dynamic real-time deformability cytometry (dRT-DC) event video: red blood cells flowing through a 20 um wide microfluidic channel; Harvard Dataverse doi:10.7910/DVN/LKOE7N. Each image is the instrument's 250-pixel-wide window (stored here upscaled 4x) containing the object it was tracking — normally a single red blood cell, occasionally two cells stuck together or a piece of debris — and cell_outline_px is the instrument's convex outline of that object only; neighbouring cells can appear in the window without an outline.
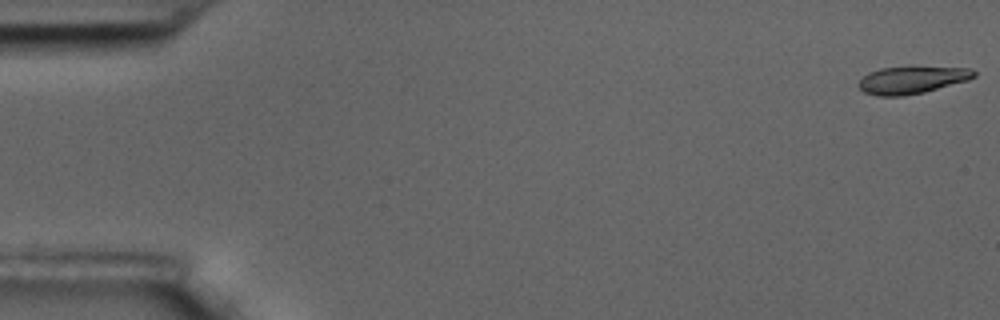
{"species": "common noctule bat (a hibernating species)", "species_latin": "Nyctalus noctula", "temperature_condition": "room temperature", "stored_images_in_passage": 58, "camera_frame_rate_fps": 3000, "um_per_image_px": 0.085, "animal": {"sex": "male", "body_mass_g": 17.5, "forearm_length_mm": 52.3}, "frame": {"image": 1, "passage_image": 1, "time_ms": 0.0, "image_size_px": [1000, 320], "cell_outline_px": [[976, 76], [968, 80], [924, 92], [904, 96], [876, 96], [864, 92], [856, 84], [868, 72], [880, 68], [908, 64], [912, 64], [972, 68], [976, 72]], "centroid_in_image_um": [77.53, 6.74], "position_along_channel_um": 7.5, "area_um2": 19.42}}
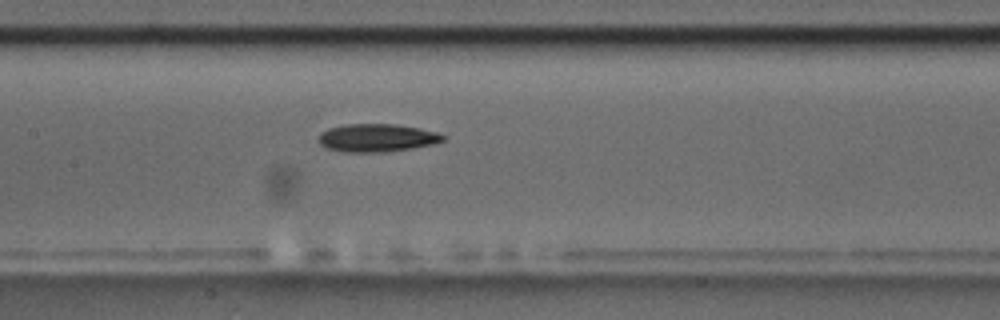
{"frame": {"image": 2, "passage_image": 28, "time_ms": 9.0, "image_size_px": [1000, 320], "cell_outline_px": [[444, 140], [432, 144], [412, 148], [380, 152], [344, 152], [324, 148], [316, 140], [320, 132], [328, 128], [348, 124], [396, 124], [420, 128], [436, 132], [444, 136]], "centroid_in_image_um": [31.96, 11.71], "position_along_channel_um": 175.4, "area_um2": 20.35}}
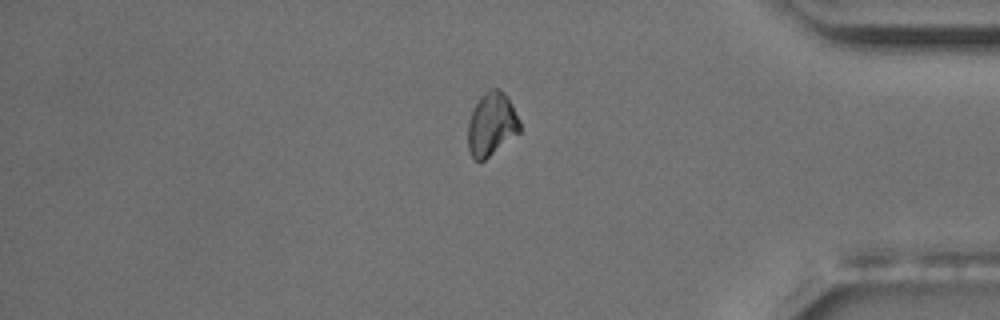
{"frame": {"image": 3, "passage_image": 49, "time_ms": 16.0, "image_size_px": [1000, 320], "cell_outline_px": [[520, 132], [484, 160], [476, 160], [472, 156], [468, 148], [468, 120], [480, 96], [492, 88], [500, 88], [508, 96], [520, 120]], "centroid_in_image_um": [41.8, 10.53], "position_along_channel_um": 393.4, "area_um2": 19.07}, "authors_computed_cell_mechanics": {"area_um2": 19.3052, "velocity_mm_per_s": 3.4815, "shape_relaxation_time_tau1_ms": 4.2098, "shape_relaxation_time_tau2_ms": null, "deformation_change_tau1": 0.114, "deformation_change_tau2": null}}